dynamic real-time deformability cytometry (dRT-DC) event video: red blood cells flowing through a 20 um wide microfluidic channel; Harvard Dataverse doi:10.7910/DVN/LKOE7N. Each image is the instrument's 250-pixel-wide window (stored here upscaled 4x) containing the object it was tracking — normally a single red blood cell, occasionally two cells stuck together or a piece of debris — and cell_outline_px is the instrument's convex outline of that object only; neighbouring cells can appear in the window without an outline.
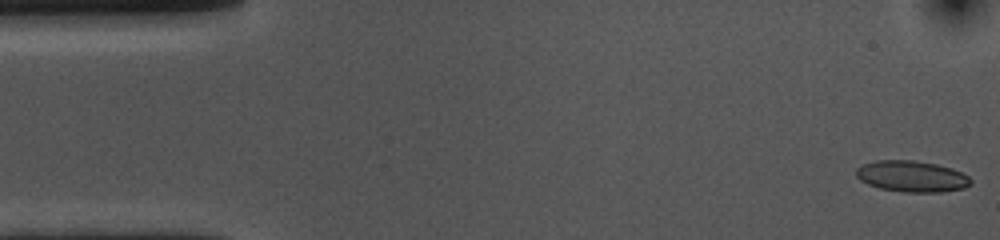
{"species": "common noctule bat (a hibernating species)", "species_latin": "Nyctalus noctula", "temperature_condition": "cold", "stored_images_in_passage": 6, "camera_frame_rate_fps": 3000, "um_per_image_px": 0.085, "animal": {"sex": "female", "body_mass_g": 10.0, "forearm_length_mm": 53.1}, "frame": {"image": 1, "passage_image": 1, "time_ms": 0.0, "image_size_px": [1000, 240], "cell_outline_px": [[972, 184], [964, 188], [940, 192], [904, 192], [880, 188], [868, 184], [860, 180], [856, 176], [856, 168], [864, 164], [876, 160], [916, 160], [936, 164], [952, 168], [968, 176], [972, 180]], "centroid_in_image_um": [77.51, 14.98], "position_along_channel_um": 7.5, "area_um2": 20.87}}